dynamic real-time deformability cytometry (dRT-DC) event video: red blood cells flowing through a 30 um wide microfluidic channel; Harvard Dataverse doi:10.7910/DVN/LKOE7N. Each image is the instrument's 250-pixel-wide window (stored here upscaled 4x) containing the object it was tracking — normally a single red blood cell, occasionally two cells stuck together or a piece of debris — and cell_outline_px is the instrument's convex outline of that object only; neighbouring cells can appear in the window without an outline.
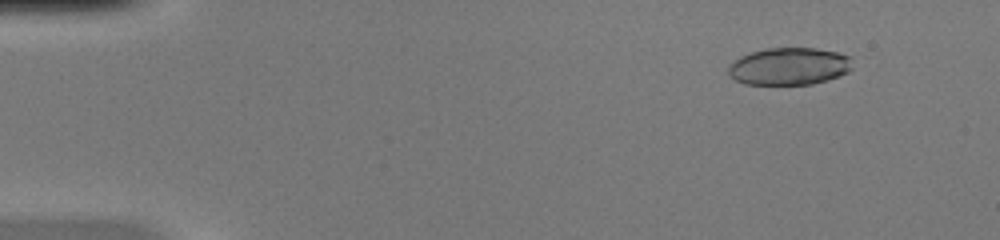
{"species": "common noctule bat (a hibernating species)", "species_latin": "Nyctalus noctula", "temperature_condition": "warm", "stored_images_in_passage": 27, "camera_frame_rate_fps": 3000, "um_per_image_px": 0.085, "animal": {"sex": "female", "body_mass_g": 20.0, "forearm_length_mm": 54.0}, "frame": {"image": 1, "passage_image": 6, "time_ms": 1.667, "image_size_px": [1000, 240], "cell_outline_px": [[852, 68], [848, 72], [840, 76], [828, 80], [812, 84], [744, 84], [728, 76], [728, 64], [740, 56], [764, 48], [816, 48], [836, 52], [852, 56]], "centroid_in_image_um": [67.08, 5.63], "position_along_channel_um": 17.9, "area_um2": 27.34}}